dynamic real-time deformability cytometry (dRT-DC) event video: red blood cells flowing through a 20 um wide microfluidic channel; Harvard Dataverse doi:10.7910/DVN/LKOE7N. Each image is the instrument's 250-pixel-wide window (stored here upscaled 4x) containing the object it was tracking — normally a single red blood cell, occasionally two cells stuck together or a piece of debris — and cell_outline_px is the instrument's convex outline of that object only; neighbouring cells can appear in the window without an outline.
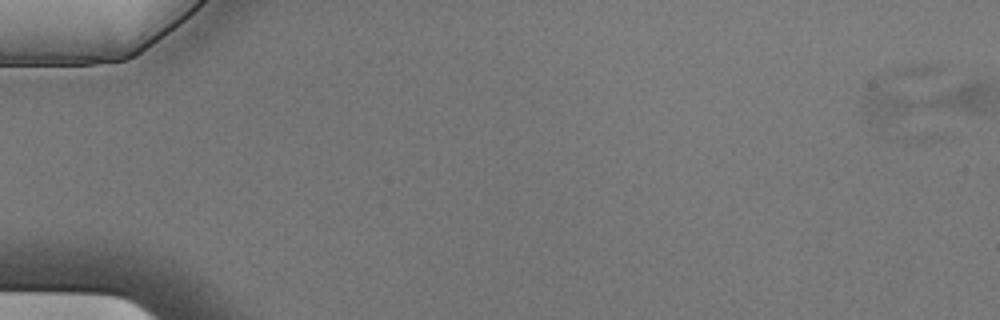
{"species": "Egyptian fruit bat (a non-hibernating species)", "species_latin": "Rousettus aegyptiacus", "temperature_condition": "cold", "stored_images_in_passage": 7, "camera_frame_rate_fps": 3000, "um_per_image_px": 0.085, "animal": {"sex": "male"}, "frame": {"image": 1, "passage_image": 1, "time_ms": 0.0, "image_size_px": [1000, 320], "cell_outline_px": [[948, 64], [916, 104], [904, 112], [876, 128], [868, 120], [860, 104], [864, 96], [876, 76], [888, 68], [908, 64]], "centroid_in_image_um": [76.34, 7.72], "position_along_channel_um": 8.7, "area_um2": 22.08}}